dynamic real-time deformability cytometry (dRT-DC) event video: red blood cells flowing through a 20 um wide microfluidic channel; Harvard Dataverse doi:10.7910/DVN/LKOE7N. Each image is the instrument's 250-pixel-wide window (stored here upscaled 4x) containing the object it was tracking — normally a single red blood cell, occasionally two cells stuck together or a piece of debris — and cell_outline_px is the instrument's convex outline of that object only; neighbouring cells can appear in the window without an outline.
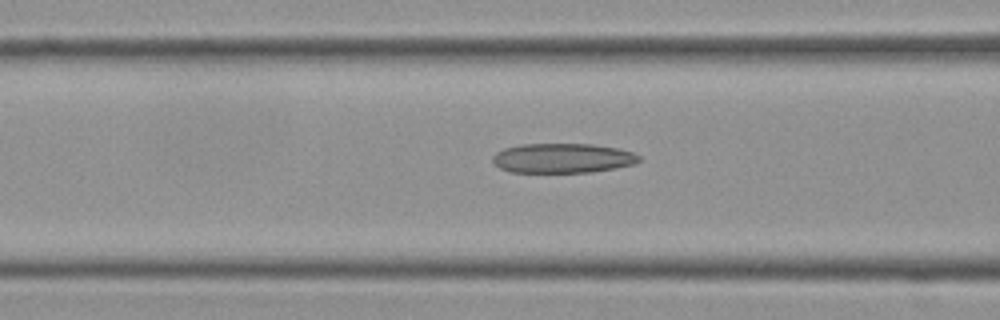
{"species": "Egyptian fruit bat (a non-hibernating species)", "species_latin": "Rousettus aegyptiacus", "temperature_condition": "cold", "stored_images_in_passage": 27, "camera_frame_rate_fps": 3000, "um_per_image_px": 0.085, "frame": {"image": 1, "passage_image": 14, "time_ms": 4.333, "image_size_px": [1000, 320], "cell_outline_px": [[640, 160], [632, 164], [592, 172], [512, 172], [500, 168], [492, 160], [492, 156], [496, 152], [504, 148], [520, 144], [592, 144], [620, 148], [632, 152], [640, 156]], "centroid_in_image_um": [47.8, 13.43], "position_along_channel_um": 118.8, "area_um2": 25.2}}
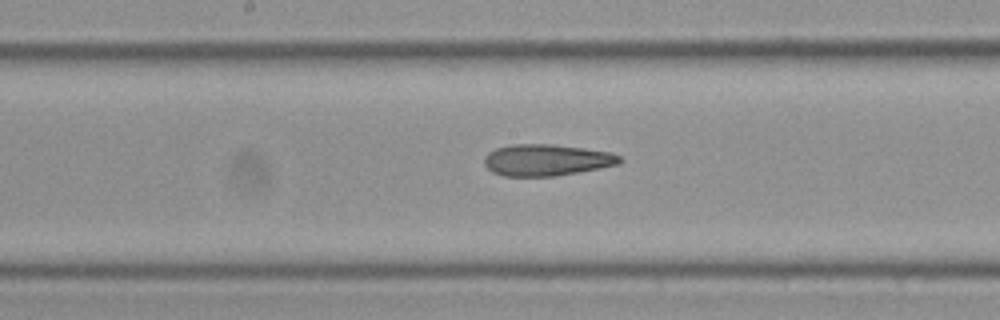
{"frame": {"image": 2, "passage_image": 21, "time_ms": 6.667, "image_size_px": [1000, 320], "cell_outline_px": [[624, 160], [620, 164], [556, 176], [504, 176], [492, 172], [484, 164], [484, 156], [488, 152], [496, 148], [512, 144], [552, 144], [584, 148], [612, 152], [620, 156]], "centroid_in_image_um": [46.46, 13.6], "position_along_channel_um": 201.7, "area_um2": 25.03}}
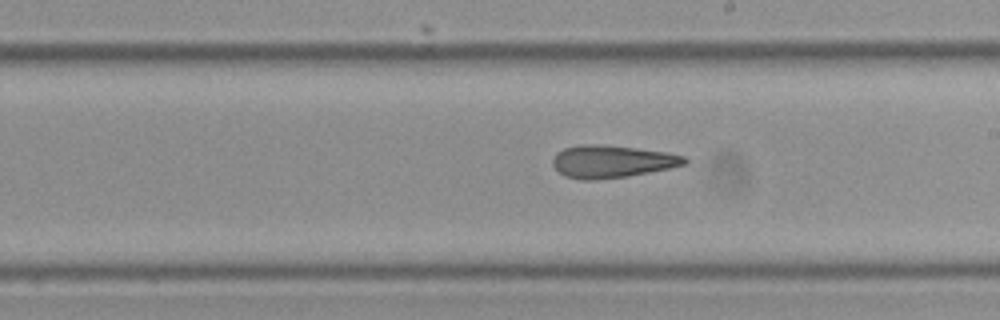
{"frame": {"image": 3, "passage_image": 24, "time_ms": 7.667, "image_size_px": [1000, 320], "cell_outline_px": [[688, 160], [684, 164], [668, 168], [628, 176], [596, 180], [584, 180], [564, 176], [552, 164], [552, 156], [556, 152], [564, 148], [580, 144], [604, 144], [668, 152], [684, 156]], "centroid_in_image_um": [51.96, 13.71], "position_along_channel_um": 237.0, "area_um2": 25.03}}